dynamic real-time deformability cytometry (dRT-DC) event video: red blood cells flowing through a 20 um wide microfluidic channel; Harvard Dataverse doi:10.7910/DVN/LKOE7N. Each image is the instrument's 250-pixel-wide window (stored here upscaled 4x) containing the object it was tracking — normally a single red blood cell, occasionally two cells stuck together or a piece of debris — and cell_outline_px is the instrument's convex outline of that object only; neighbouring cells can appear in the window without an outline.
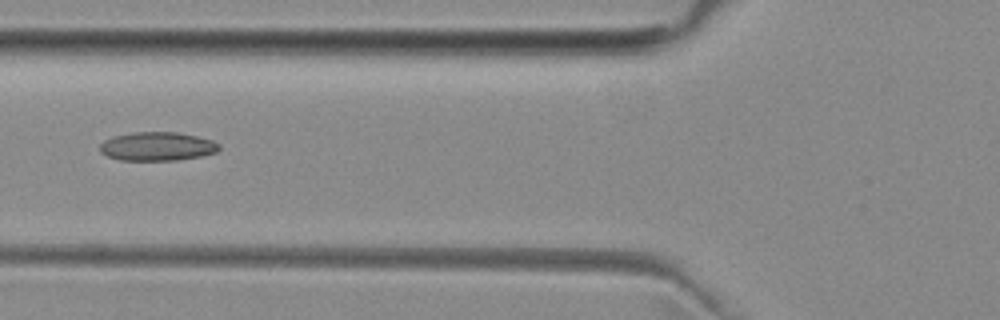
{"species": "common noctule bat (a hibernating species)", "species_latin": "Nyctalus noctula", "temperature_condition": "room temperature", "stored_images_in_passage": 7, "camera_frame_rate_fps": 3000, "um_per_image_px": 0.085, "animal": {"sex": "female", "body_mass_g": 29.2, "forearm_length_mm": 56.3}, "frame": {"image": 1, "passage_image": 6, "time_ms": 6.0, "image_size_px": [1000, 320], "cell_outline_px": [[220, 148], [216, 152], [200, 156], [176, 160], [120, 160], [108, 156], [100, 152], [100, 144], [104, 140], [112, 136], [132, 132], [176, 132], [196, 136], [212, 140], [220, 144]], "centroid_in_image_um": [13.35, 12.44], "position_along_channel_um": 112.5, "area_um2": 19.94}}
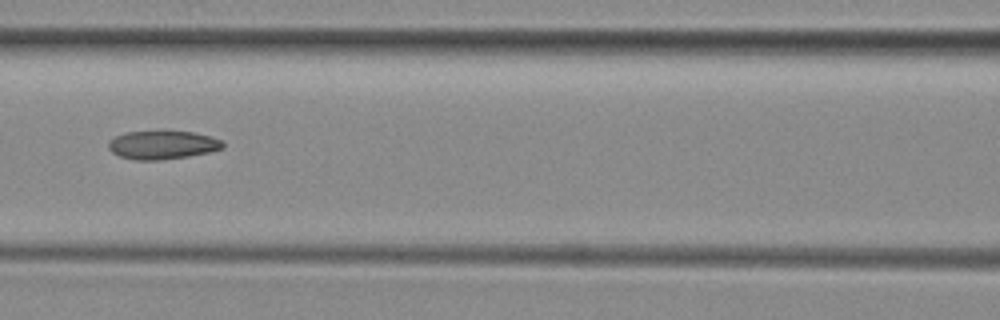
{"frame": {"image": 2, "passage_image": 7, "time_ms": 7.0, "image_size_px": [1000, 320], "cell_outline_px": [[224, 148], [208, 152], [188, 156], [160, 160], [136, 160], [120, 156], [112, 152], [108, 148], [108, 144], [116, 136], [124, 132], [192, 132], [224, 140]], "centroid_in_image_um": [13.83, 12.33], "position_along_channel_um": 152.8, "area_um2": 18.67}}